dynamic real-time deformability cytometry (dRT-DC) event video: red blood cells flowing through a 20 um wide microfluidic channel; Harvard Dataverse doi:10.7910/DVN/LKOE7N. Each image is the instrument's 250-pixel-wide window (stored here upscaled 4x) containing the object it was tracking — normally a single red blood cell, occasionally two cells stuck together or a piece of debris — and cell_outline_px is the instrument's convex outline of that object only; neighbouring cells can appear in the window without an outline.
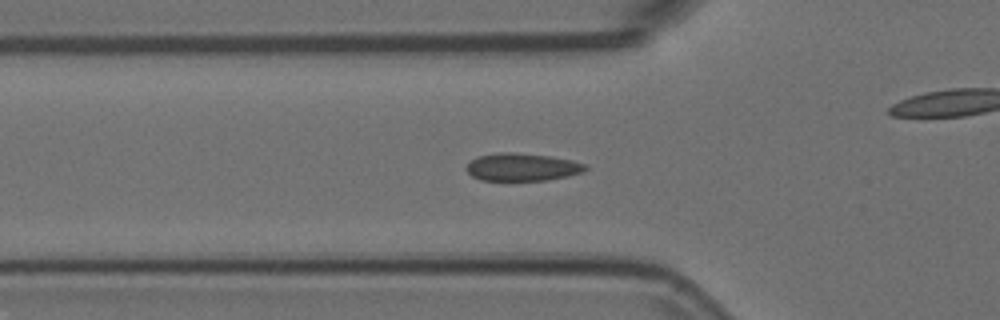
{"species": "Egyptian fruit bat (a non-hibernating species)", "species_latin": "Rousettus aegyptiacus", "temperature_condition": "room temperature", "stored_images_in_passage": 43, "camera_frame_rate_fps": 3000, "um_per_image_px": 0.085, "animal": {"sex": "female"}, "frame": {"image": 1, "passage_image": 6, "time_ms": 1.667, "image_size_px": [1000, 320], "cell_outline_px": [[588, 168], [584, 172], [568, 176], [548, 180], [480, 180], [472, 176], [464, 168], [476, 156], [496, 152], [512, 152], [548, 156], [572, 160], [588, 164]], "centroid_in_image_um": [44.39, 14.2], "position_along_channel_um": 81.4, "area_um2": 19.36}}
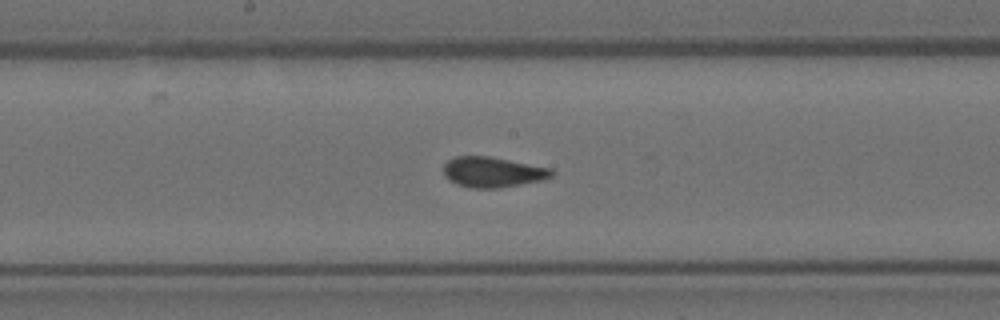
{"frame": {"image": 2, "passage_image": 16, "time_ms": 5.0, "image_size_px": [1000, 320], "cell_outline_px": [[556, 172], [552, 176], [544, 180], [500, 188], [472, 188], [456, 184], [448, 180], [444, 176], [444, 164], [448, 160], [456, 156], [488, 156], [552, 168]], "centroid_in_image_um": [41.89, 14.63], "position_along_channel_um": 206.3, "area_um2": 19.31}}
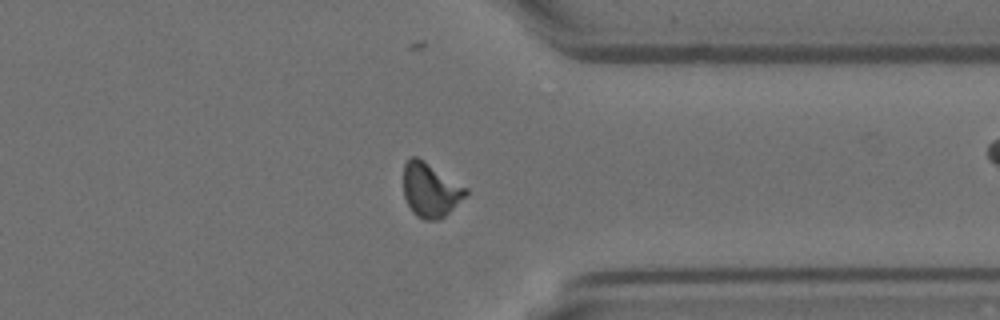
{"frame": {"image": 3, "passage_image": 30, "time_ms": 9.667, "image_size_px": [1000, 320], "cell_outline_px": [[468, 192], [440, 220], [424, 220], [416, 216], [412, 212], [404, 196], [404, 164], [412, 156], [416, 156], [424, 160], [468, 188]], "centroid_in_image_um": [36.57, 16.14], "position_along_channel_um": 374.8, "area_um2": 19.48}, "authors_computed_cell_mechanics": {"area_um2": 18.9584, "velocity_mm_per_s": 3.7198, "shape_relaxation_time_tau1_ms": null, "shape_relaxation_time_tau2_ms": 0.9619, "deformation_change_tau1": null, "deformation_change_tau2": 0.0369}}